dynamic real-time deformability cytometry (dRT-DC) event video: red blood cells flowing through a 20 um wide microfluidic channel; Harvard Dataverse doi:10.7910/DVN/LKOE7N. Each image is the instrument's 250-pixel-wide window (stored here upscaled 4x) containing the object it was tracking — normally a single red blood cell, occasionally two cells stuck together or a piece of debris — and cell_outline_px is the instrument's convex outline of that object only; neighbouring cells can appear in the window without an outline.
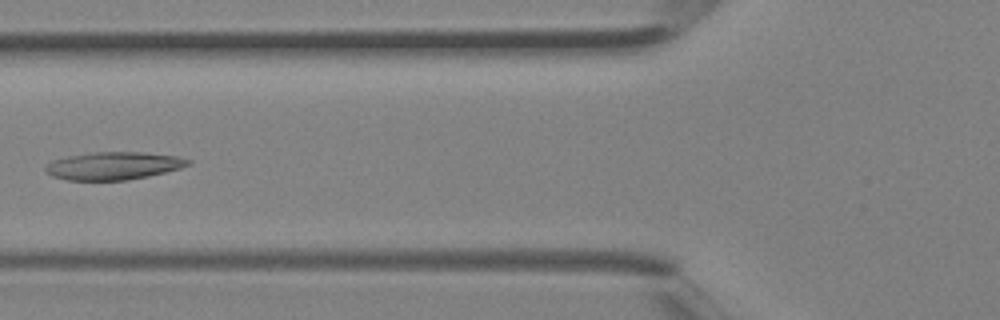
{"species": "Egyptian fruit bat (a non-hibernating species)", "species_latin": "Rousettus aegyptiacus", "temperature_condition": "room temperature", "stored_images_in_passage": 5, "camera_frame_rate_fps": 3000, "um_per_image_px": 0.085, "animal": {"sex": "female"}, "frame": {"image": 1, "passage_image": 5, "time_ms": 1.333, "image_size_px": [1000, 320], "cell_outline_px": [[192, 160], [188, 164], [180, 168], [148, 176], [128, 180], [68, 180], [52, 176], [44, 172], [44, 164], [52, 160], [68, 156], [96, 152], [144, 152], [176, 156]], "centroid_in_image_um": [9.59, 14.09], "position_along_channel_um": 116.2, "area_um2": 23.06}}